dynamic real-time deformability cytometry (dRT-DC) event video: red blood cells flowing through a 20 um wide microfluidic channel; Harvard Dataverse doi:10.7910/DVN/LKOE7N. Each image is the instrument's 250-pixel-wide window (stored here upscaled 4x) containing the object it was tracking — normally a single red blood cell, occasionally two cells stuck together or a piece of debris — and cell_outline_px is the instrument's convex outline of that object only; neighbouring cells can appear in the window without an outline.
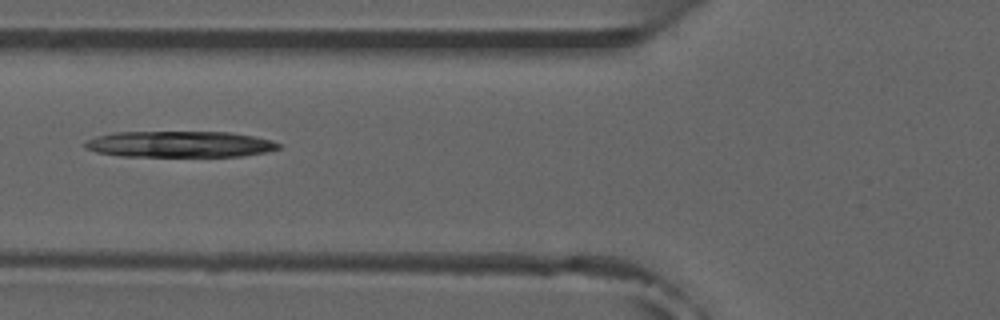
{"species": "common noctule bat (a hibernating species)", "species_latin": "Nyctalus noctula", "temperature_condition": "room temperature", "stored_images_in_passage": 7, "camera_frame_rate_fps": 3000, "um_per_image_px": 0.085, "animal": {"sex": "male", "forearm_length_mm": 52.5}, "frame": {"image": 1, "passage_image": 6, "time_ms": 5.667, "image_size_px": [1000, 320], "cell_outline_px": [[280, 148], [264, 152], [240, 156], [120, 156], [96, 152], [84, 148], [84, 140], [96, 136], [112, 132], [232, 132], [272, 140], [280, 144]], "centroid_in_image_um": [15.21, 12.25], "position_along_channel_um": 110.6, "area_um2": 29.59}}
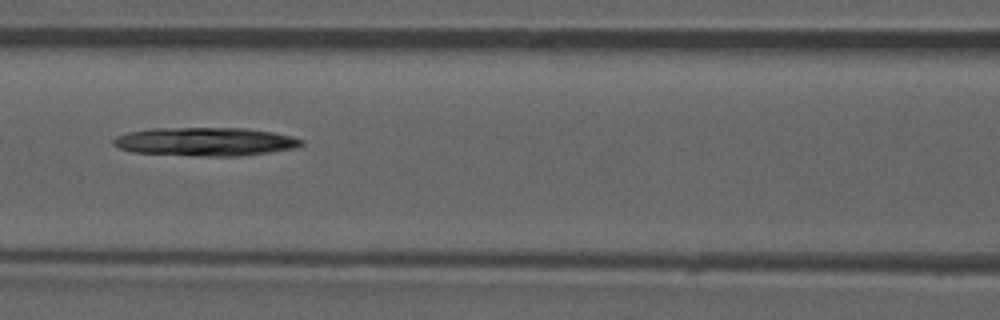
{"frame": {"image": 2, "passage_image": 7, "time_ms": 6.667, "image_size_px": [1000, 320], "cell_outline_px": [[304, 144], [296, 148], [268, 152], [236, 156], [196, 156], [132, 152], [120, 148], [112, 144], [112, 140], [116, 136], [128, 132], [152, 128], [244, 128], [272, 132], [292, 136], [304, 140]], "centroid_in_image_um": [17.44, 12.04], "position_along_channel_um": 149.2, "area_um2": 31.27}}